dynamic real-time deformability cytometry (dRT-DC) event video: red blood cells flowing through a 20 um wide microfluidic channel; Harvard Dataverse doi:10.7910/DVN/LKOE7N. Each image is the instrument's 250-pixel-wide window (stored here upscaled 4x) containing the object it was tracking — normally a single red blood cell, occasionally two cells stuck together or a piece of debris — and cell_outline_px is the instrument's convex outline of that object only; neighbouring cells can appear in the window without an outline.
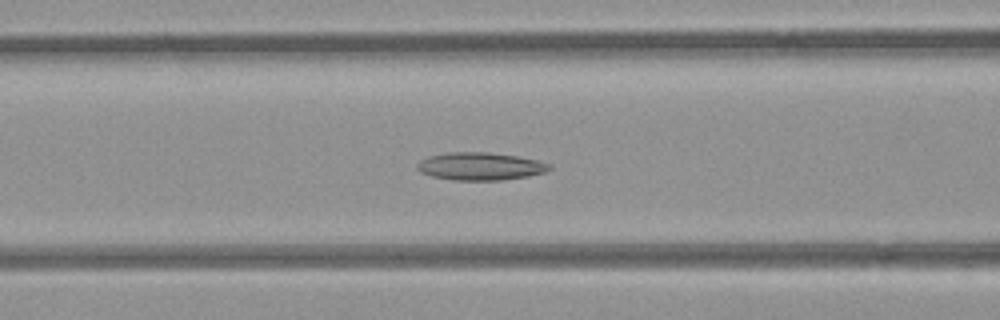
{"species": "common noctule bat (a hibernating species)", "species_latin": "Nyctalus noctula", "temperature_condition": "room temperature", "stored_images_in_passage": 41, "camera_frame_rate_fps": 3000, "um_per_image_px": 0.085, "animal": {"sex": "female", "body_mass_g": 21.9}, "frame": {"image": 1, "passage_image": 9, "time_ms": 2.667, "image_size_px": [1000, 320], "cell_outline_px": [[552, 168], [544, 172], [528, 176], [500, 180], [452, 180], [432, 176], [420, 172], [416, 168], [416, 164], [420, 160], [428, 156], [448, 152], [488, 152], [516, 156], [536, 160], [552, 164]], "centroid_in_image_um": [40.79, 14.13], "position_along_channel_um": 125.8, "area_um2": 21.39}}
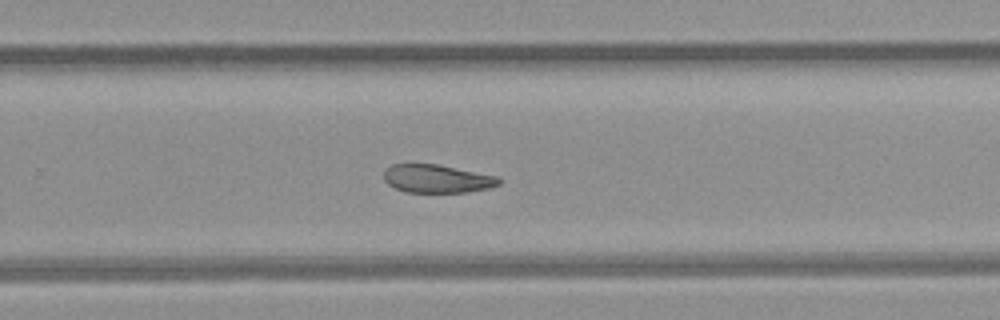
{"frame": {"image": 2, "passage_image": 22, "time_ms": 7.0, "image_size_px": [1000, 320], "cell_outline_px": [[500, 184], [488, 188], [468, 192], [404, 192], [388, 184], [384, 180], [384, 172], [392, 164], [436, 164], [500, 176]], "centroid_in_image_um": [37.17, 15.19], "position_along_channel_um": 292.6, "area_um2": 18.9}}
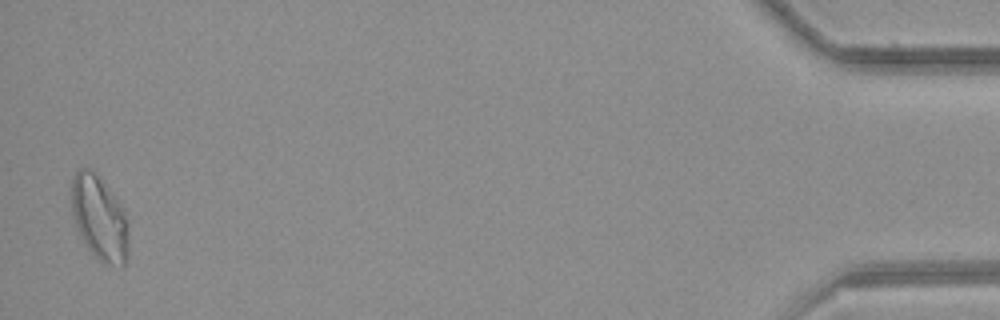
{"frame": {"image": 3, "passage_image": 40, "time_ms": 13.0, "image_size_px": [1000, 320], "cell_outline_px": [[128, 256], [124, 264], [120, 268], [104, 264], [88, 248], [80, 236], [72, 212], [72, 176], [80, 168], [92, 168], [120, 204], [124, 212], [128, 248]], "centroid_in_image_um": [8.44, 18.55], "position_along_channel_um": 426.8, "area_um2": 27.69}}